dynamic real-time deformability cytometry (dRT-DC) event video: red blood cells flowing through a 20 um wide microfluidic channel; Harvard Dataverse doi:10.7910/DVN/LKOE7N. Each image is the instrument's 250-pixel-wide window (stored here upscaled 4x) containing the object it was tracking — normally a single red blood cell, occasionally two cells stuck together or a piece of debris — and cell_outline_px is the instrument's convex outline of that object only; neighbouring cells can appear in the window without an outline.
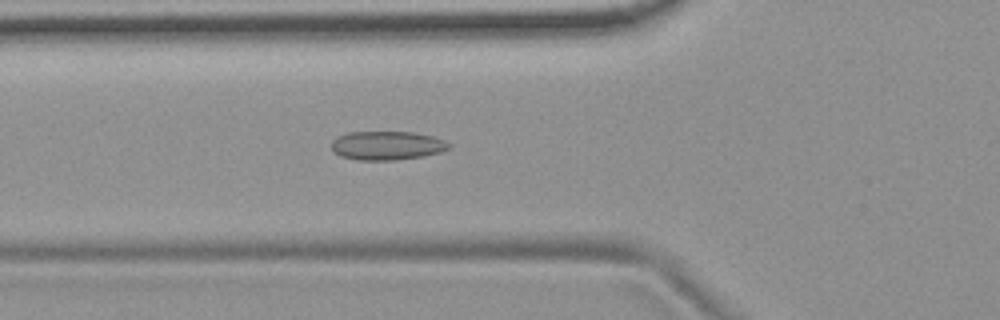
{"species": "common noctule bat (a hibernating species)", "species_latin": "Nyctalus noctula", "temperature_condition": "room temperature", "stored_images_in_passage": 37, "camera_frame_rate_fps": 3000, "um_per_image_px": 0.085, "animal": {"sex": "female", "body_mass_g": 19.9}, "frame": {"image": 1, "passage_image": 20, "time_ms": 6.333, "image_size_px": [1000, 320], "cell_outline_px": [[452, 144], [448, 148], [440, 152], [424, 156], [396, 160], [356, 160], [340, 156], [332, 152], [332, 140], [336, 136], [348, 132], [412, 132], [432, 136], [444, 140]], "centroid_in_image_um": [32.86, 12.37], "position_along_channel_um": 92.9, "area_um2": 19.88}}
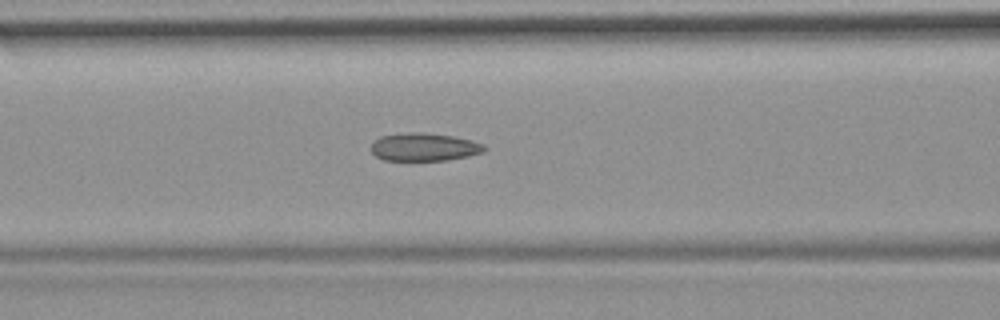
{"frame": {"image": 2, "passage_image": 23, "time_ms": 7.333, "image_size_px": [1000, 320], "cell_outline_px": [[488, 148], [484, 152], [468, 156], [448, 160], [384, 160], [376, 156], [372, 152], [372, 144], [380, 136], [408, 132], [424, 132], [452, 136], [472, 140], [484, 144]], "centroid_in_image_um": [36.1, 12.49], "position_along_channel_um": 130.5, "area_um2": 18.5}}
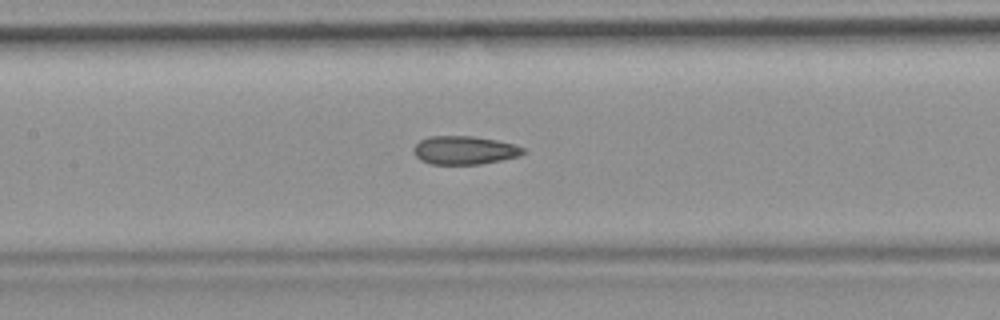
{"frame": {"image": 3, "passage_image": 26, "time_ms": 8.333, "image_size_px": [1000, 320], "cell_outline_px": [[528, 152], [520, 156], [480, 164], [432, 164], [420, 160], [416, 156], [412, 148], [420, 140], [428, 136], [472, 136], [496, 140], [516, 144], [524, 148]], "centroid_in_image_um": [39.5, 12.76], "position_along_channel_um": 167.9, "area_um2": 18.26}}